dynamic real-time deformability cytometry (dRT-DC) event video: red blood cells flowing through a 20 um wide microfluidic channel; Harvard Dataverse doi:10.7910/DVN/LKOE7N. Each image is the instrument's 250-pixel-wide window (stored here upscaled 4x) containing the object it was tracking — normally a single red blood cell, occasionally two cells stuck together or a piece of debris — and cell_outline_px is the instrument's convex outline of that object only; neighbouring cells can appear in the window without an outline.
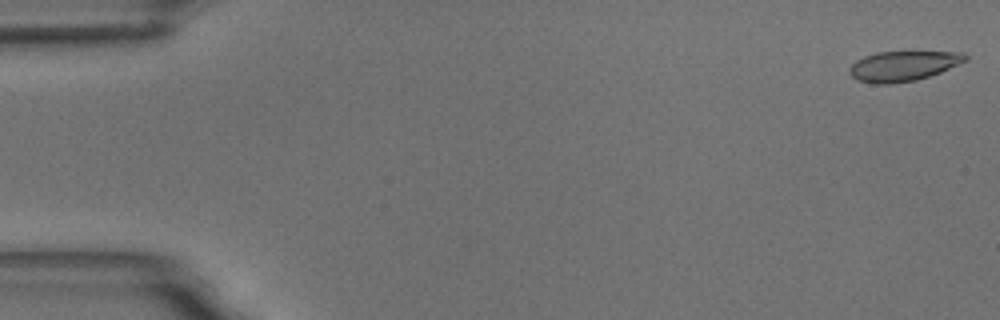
{"species": "common noctule bat (a hibernating species)", "species_latin": "Nyctalus noctula", "temperature_condition": "room temperature", "stored_images_in_passage": 17, "camera_frame_rate_fps": 3000, "um_per_image_px": 0.085, "animal": {"sex": "male", "body_mass_g": 18.8}, "frame": {"image": 1, "passage_image": 1, "time_ms": 0.0, "image_size_px": [1000, 320], "cell_outline_px": [[968, 60], [940, 72], [916, 80], [892, 84], [872, 84], [856, 80], [848, 72], [848, 68], [856, 60], [864, 56], [876, 52], [964, 52], [968, 56]], "centroid_in_image_um": [76.73, 5.61], "position_along_channel_um": 8.3, "area_um2": 20.4}}
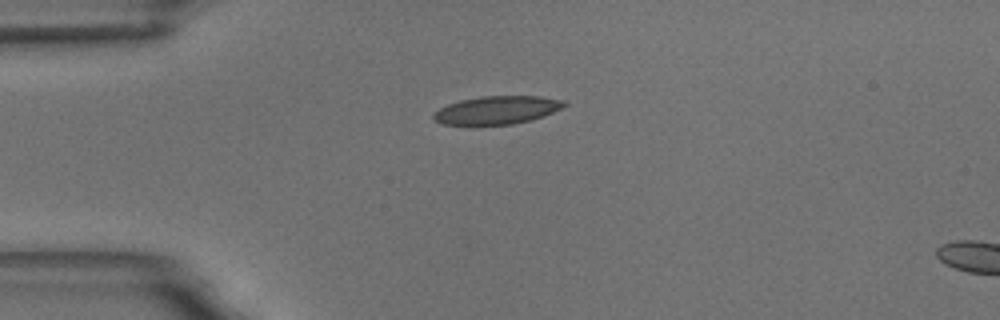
{"frame": {"image": 2, "passage_image": 14, "time_ms": 4.333, "image_size_px": [1000, 320], "cell_outline_px": [[568, 104], [544, 116], [512, 124], [444, 124], [432, 120], [432, 116], [440, 108], [448, 104], [460, 100], [480, 96], [540, 96], [564, 100]], "centroid_in_image_um": [42.24, 9.34], "position_along_channel_um": 42.8, "area_um2": 21.15}}